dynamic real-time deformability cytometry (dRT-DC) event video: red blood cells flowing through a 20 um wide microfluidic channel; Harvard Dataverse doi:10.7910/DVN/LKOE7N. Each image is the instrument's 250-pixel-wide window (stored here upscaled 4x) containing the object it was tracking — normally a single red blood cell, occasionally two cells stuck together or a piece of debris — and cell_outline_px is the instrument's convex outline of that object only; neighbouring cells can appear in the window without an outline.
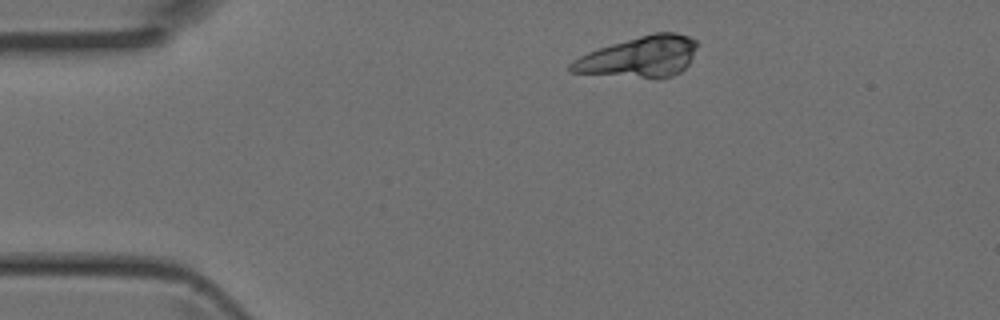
{"species": "Egyptian fruit bat (a non-hibernating species)", "species_latin": "Rousettus aegyptiacus", "temperature_condition": "room temperature", "stored_images_in_passage": 2, "camera_frame_rate_fps": 3000, "um_per_image_px": 0.085, "animal": {"sex": "female"}, "frame": {"image": 1, "passage_image": 1, "time_ms": 0.0, "image_size_px": [1000, 320], "cell_outline_px": [[696, 48], [688, 64], [680, 72], [672, 76], [660, 80], [656, 80], [568, 72], [568, 64], [572, 60], [588, 52], [612, 44], [640, 36], [656, 32], [676, 32], [688, 36], [696, 40]], "centroid_in_image_um": [54.33, 4.87], "position_along_channel_um": 30.7, "area_um2": 30.46}}